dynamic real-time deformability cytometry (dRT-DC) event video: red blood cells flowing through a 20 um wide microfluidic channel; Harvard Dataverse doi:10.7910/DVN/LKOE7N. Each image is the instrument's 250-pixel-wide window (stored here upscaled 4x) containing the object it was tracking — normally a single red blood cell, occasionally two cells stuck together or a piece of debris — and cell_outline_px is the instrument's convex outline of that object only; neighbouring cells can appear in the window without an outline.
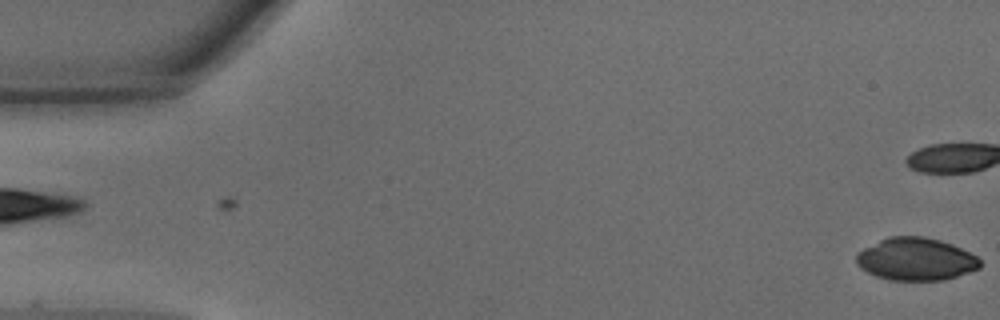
{"species": "common noctule bat (a hibernating species)", "species_latin": "Nyctalus noctula", "temperature_condition": "warm", "stored_images_in_passage": 2, "camera_frame_rate_fps": 3000, "um_per_image_px": 0.085, "animal": {"sex": "male", "body_mass_g": 15.6}, "frame": {"image": 1, "passage_image": 2, "time_ms": 0.333, "image_size_px": [1000, 320], "cell_outline_px": [[980, 268], [944, 280], [888, 280], [876, 276], [860, 268], [856, 264], [856, 252], [888, 236], [924, 236], [940, 240], [952, 244], [976, 256], [980, 260]], "centroid_in_image_um": [77.82, 22.02], "position_along_channel_um": 7.2, "area_um2": 30.69}}